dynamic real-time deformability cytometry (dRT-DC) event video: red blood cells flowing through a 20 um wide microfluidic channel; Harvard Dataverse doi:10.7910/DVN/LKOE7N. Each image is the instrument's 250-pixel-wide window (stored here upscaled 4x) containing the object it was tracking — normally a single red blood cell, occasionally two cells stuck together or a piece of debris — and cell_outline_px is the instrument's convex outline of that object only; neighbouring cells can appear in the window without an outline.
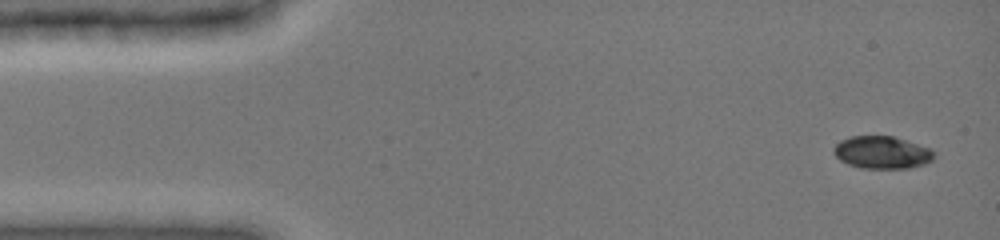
{"species": "common noctule bat (a hibernating species)", "species_latin": "Nyctalus noctula", "temperature_condition": "cold", "stored_images_in_passage": 7, "camera_frame_rate_fps": 3000, "um_per_image_px": 0.085, "animal": {"sex": "female", "body_mass_g": 19.0, "forearm_length_mm": 51.5}, "frame": {"image": 1, "passage_image": 1, "time_ms": 0.0, "image_size_px": [1000, 240], "cell_outline_px": [[936, 156], [932, 160], [924, 164], [908, 168], [860, 168], [848, 164], [840, 160], [832, 152], [832, 148], [840, 140], [852, 136], [892, 136], [932, 148], [936, 152]], "centroid_in_image_um": [74.98, 12.95], "position_along_channel_um": 10.0, "area_um2": 19.19}}
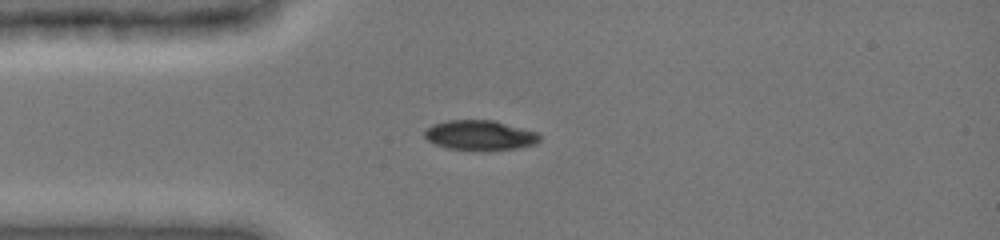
{"frame": {"image": 2, "passage_image": 6, "time_ms": 3.333, "image_size_px": [1000, 240], "cell_outline_px": [[540, 140], [536, 144], [516, 148], [448, 148], [432, 144], [424, 136], [424, 132], [432, 124], [448, 120], [492, 120], [536, 132], [540, 136]], "centroid_in_image_um": [40.75, 11.46], "position_along_channel_um": 44.2, "area_um2": 19.31}}